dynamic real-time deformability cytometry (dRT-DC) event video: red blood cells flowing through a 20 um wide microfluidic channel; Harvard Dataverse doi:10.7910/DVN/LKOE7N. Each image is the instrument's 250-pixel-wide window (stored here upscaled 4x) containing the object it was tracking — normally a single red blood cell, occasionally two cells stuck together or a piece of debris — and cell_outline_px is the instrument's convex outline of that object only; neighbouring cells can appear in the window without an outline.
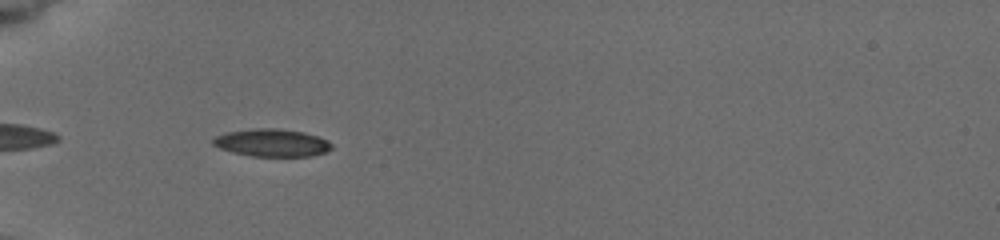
{"species": "common noctule bat (a hibernating species)", "species_latin": "Nyctalus noctula", "temperature_condition": "cold", "stored_images_in_passage": 10, "camera_frame_rate_fps": 3000, "um_per_image_px": 0.085, "animal": {"sex": "female", "body_mass_g": 19.5, "forearm_length_mm": 54.1}, "frame": {"image": 1, "passage_image": 7, "time_ms": 6.333, "image_size_px": [1000, 240], "cell_outline_px": [[332, 148], [324, 152], [308, 156], [252, 156], [232, 152], [220, 148], [212, 144], [212, 140], [216, 136], [224, 132], [256, 128], [276, 128], [304, 132], [328, 140], [332, 144]], "centroid_in_image_um": [23.08, 12.13], "position_along_channel_um": 61.9, "area_um2": 19.02}}
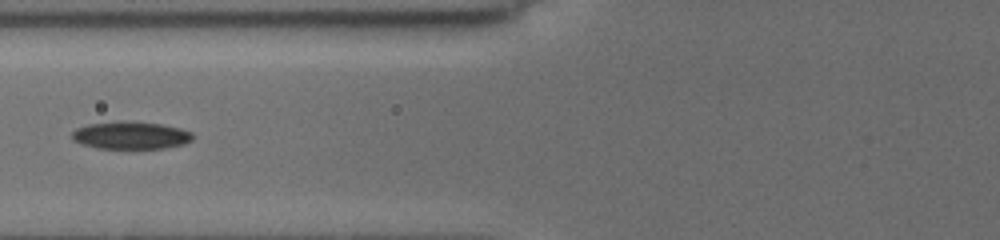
{"frame": {"image": 2, "passage_image": 9, "time_ms": 8.0, "image_size_px": [1000, 240], "cell_outline_px": [[192, 140], [184, 144], [164, 148], [96, 148], [80, 144], [72, 140], [72, 132], [76, 128], [88, 124], [160, 124], [180, 128], [192, 132]], "centroid_in_image_um": [11.11, 11.56], "position_along_channel_um": 114.7, "area_um2": 18.44}}